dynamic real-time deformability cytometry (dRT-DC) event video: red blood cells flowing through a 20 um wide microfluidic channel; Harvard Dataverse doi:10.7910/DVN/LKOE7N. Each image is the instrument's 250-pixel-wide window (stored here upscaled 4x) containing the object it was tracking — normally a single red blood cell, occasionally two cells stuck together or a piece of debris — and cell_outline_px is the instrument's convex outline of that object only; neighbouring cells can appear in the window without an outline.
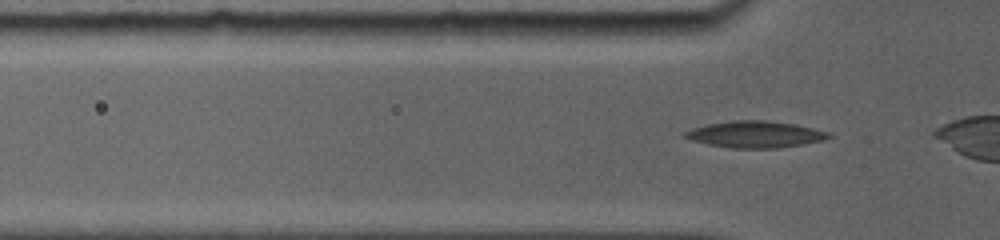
{"species": "common noctule bat (a hibernating species)", "species_latin": "Nyctalus noctula", "temperature_condition": "room temperature", "stored_images_in_passage": 17, "camera_frame_rate_fps": 5000, "um_per_image_px": 0.085, "animal": {"sex": "female", "body_mass_g": 19.0, "forearm_length_mm": 56.7}, "frame": {"image": 1, "passage_image": 3, "time_ms": 0.6, "image_size_px": [1000, 240], "cell_outline_px": [[832, 136], [824, 140], [780, 148], [732, 148], [708, 144], [692, 140], [684, 136], [684, 132], [692, 128], [704, 124], [732, 120], [768, 120], [796, 124], [828, 132]], "centroid_in_image_um": [64.18, 11.41], "position_along_channel_um": 61.6, "area_um2": 22.31}}
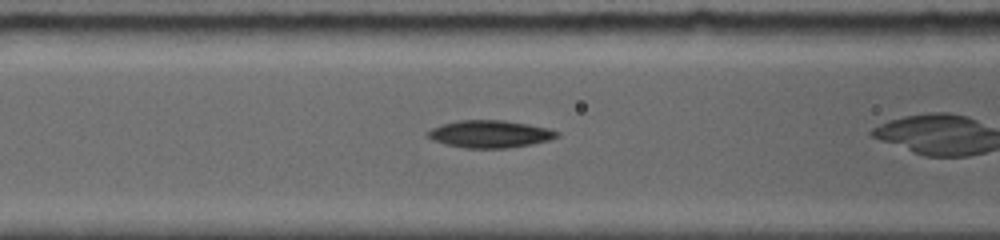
{"frame": {"image": 2, "passage_image": 6, "time_ms": 2.2, "image_size_px": [1000, 240], "cell_outline_px": [[560, 136], [548, 140], [532, 144], [508, 148], [464, 148], [444, 144], [432, 140], [424, 136], [424, 132], [440, 124], [460, 120], [504, 120], [528, 124], [548, 128], [560, 132]], "centroid_in_image_um": [41.59, 11.39], "position_along_channel_um": 125.0, "area_um2": 20.92}}
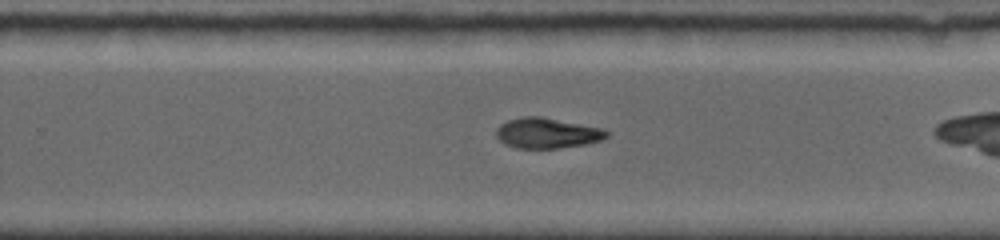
{"frame": {"image": 3, "passage_image": 12, "time_ms": 6.2, "image_size_px": [1000, 240], "cell_outline_px": [[608, 136], [600, 140], [584, 144], [560, 148], [516, 148], [504, 144], [496, 136], [496, 128], [500, 124], [508, 120], [524, 116], [540, 116], [604, 128], [608, 132]], "centroid_in_image_um": [46.48, 11.31], "position_along_channel_um": 283.3, "area_um2": 19.59}}